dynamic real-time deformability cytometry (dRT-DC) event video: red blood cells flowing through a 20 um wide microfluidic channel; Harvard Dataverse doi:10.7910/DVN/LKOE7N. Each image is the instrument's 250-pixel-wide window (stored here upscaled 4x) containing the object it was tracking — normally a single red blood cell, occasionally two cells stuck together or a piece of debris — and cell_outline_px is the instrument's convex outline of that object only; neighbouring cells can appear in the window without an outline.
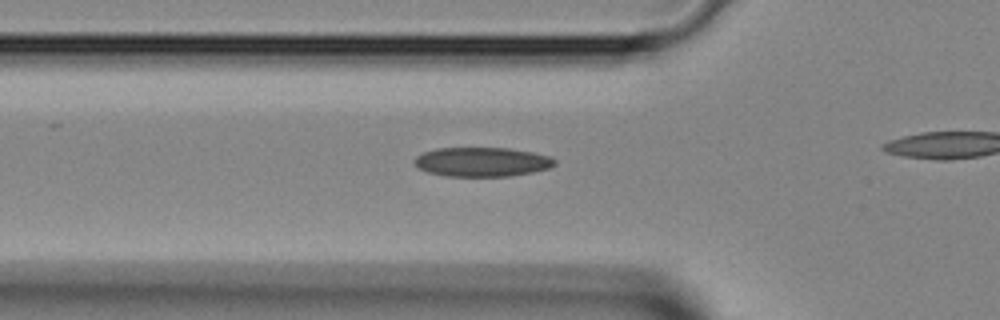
{"species": "Egyptian fruit bat (a non-hibernating species)", "species_latin": "Rousettus aegyptiacus", "temperature_condition": "room temperature", "stored_images_in_passage": 24, "camera_frame_rate_fps": 3000, "um_per_image_px": 0.085, "animal": {"sex": "female"}, "frame": {"image": 1, "passage_image": 4, "time_ms": 1.0, "image_size_px": [1000, 320], "cell_outline_px": [[556, 164], [548, 168], [532, 172], [508, 176], [448, 176], [428, 172], [420, 168], [412, 160], [416, 156], [424, 152], [436, 148], [508, 148], [532, 152], [548, 156], [556, 160]], "centroid_in_image_um": [40.96, 13.75], "position_along_channel_um": 84.8, "area_um2": 23.76}}
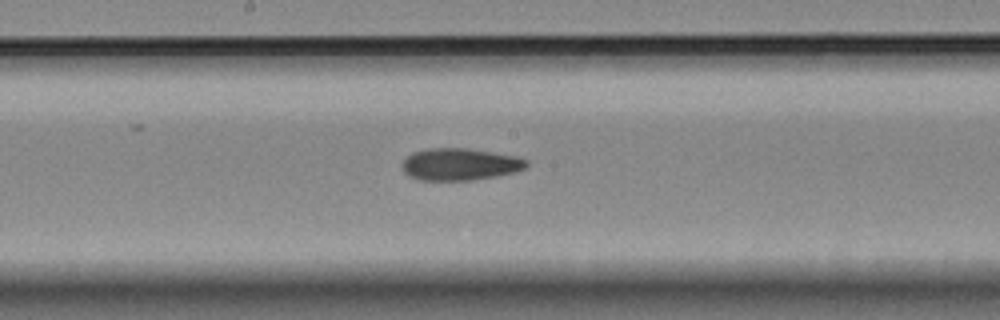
{"frame": {"image": 2, "passage_image": 12, "time_ms": 3.667, "image_size_px": [1000, 320], "cell_outline_px": [[528, 164], [524, 168], [516, 172], [496, 176], [472, 180], [420, 180], [408, 176], [404, 172], [404, 160], [412, 152], [428, 148], [464, 148], [492, 152], [516, 156], [528, 160]], "centroid_in_image_um": [39.11, 13.96], "position_along_channel_um": 209.1, "area_um2": 23.12}}
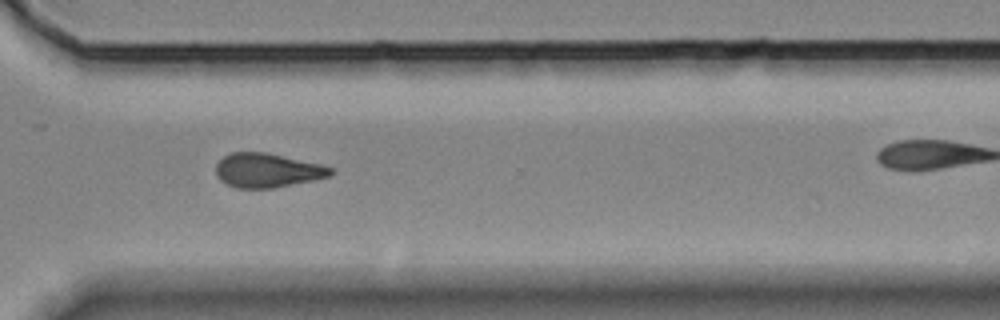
{"frame": {"image": 3, "passage_image": 21, "time_ms": 6.667, "image_size_px": [1000, 320], "cell_outline_px": [[336, 172], [332, 176], [272, 188], [236, 188], [220, 180], [216, 176], [216, 164], [224, 156], [232, 152], [268, 152], [320, 164], [332, 168]], "centroid_in_image_um": [22.73, 14.47], "position_along_channel_um": 347.9, "area_um2": 22.89}}